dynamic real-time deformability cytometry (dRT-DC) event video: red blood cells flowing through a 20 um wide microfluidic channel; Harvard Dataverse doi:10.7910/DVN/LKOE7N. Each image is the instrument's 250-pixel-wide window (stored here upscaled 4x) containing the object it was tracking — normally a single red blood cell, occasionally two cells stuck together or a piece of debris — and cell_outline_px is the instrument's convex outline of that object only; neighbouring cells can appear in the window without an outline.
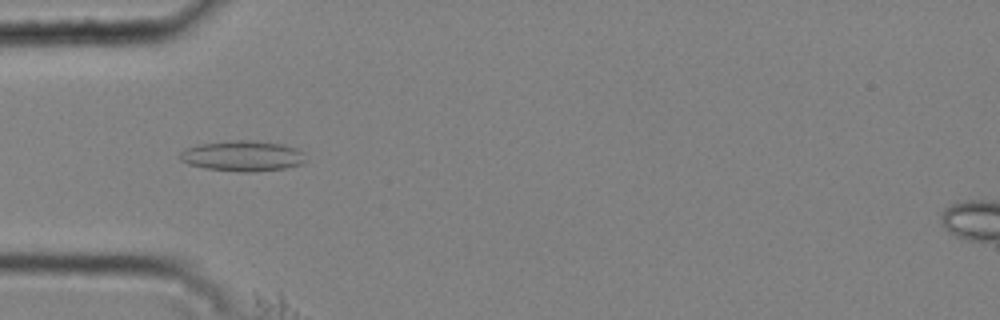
{"species": "common noctule bat (a hibernating species)", "species_latin": "Nyctalus noctula", "temperature_condition": "cold", "stored_images_in_passage": 17, "camera_frame_rate_fps": 3000, "um_per_image_px": 0.085, "animal": {"sex": "male", "body_mass_g": 20.4}, "frame": {"image": 1, "passage_image": 15, "time_ms": 4.667, "image_size_px": [1000, 320], "cell_outline_px": [[304, 160], [300, 164], [284, 168], [256, 172], [240, 172], [204, 168], [188, 164], [180, 160], [180, 152], [184, 148], [200, 144], [236, 140], [252, 140], [280, 144], [296, 148], [304, 152]], "centroid_in_image_um": [20.59, 13.26], "position_along_channel_um": 64.4, "area_um2": 22.31}}